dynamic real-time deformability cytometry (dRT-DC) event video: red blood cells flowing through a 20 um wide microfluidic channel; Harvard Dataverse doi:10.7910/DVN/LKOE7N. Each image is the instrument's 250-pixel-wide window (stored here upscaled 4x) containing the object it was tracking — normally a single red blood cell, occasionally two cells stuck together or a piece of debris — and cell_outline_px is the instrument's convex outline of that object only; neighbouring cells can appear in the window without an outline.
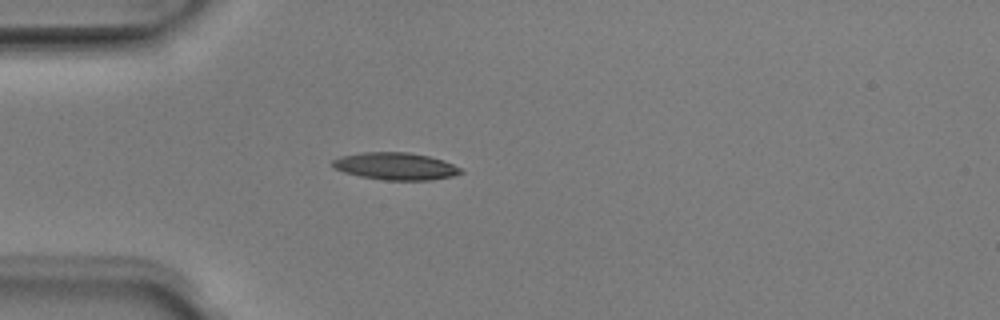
{"species": "Egyptian fruit bat (a non-hibernating species)", "species_latin": "Rousettus aegyptiacus", "temperature_condition": "room temperature", "stored_images_in_passage": 44, "camera_frame_rate_fps": 3000, "um_per_image_px": 0.085, "animal": {"sex": "male"}, "frame": {"image": 1, "passage_image": 8, "time_ms": 2.333, "image_size_px": [1000, 320], "cell_outline_px": [[464, 172], [452, 176], [432, 180], [384, 180], [360, 176], [344, 172], [332, 168], [332, 160], [340, 156], [360, 152], [408, 152], [428, 156], [444, 160], [460, 168]], "centroid_in_image_um": [33.59, 14.12], "position_along_channel_um": 51.4, "area_um2": 20.46}}
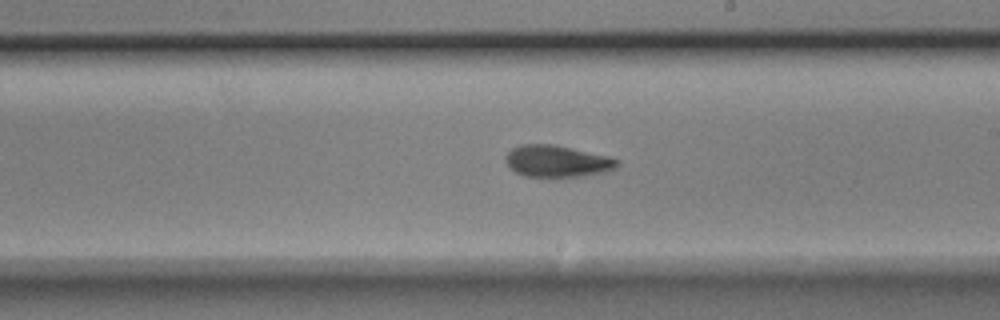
{"frame": {"image": 2, "passage_image": 23, "time_ms": 7.333, "image_size_px": [1000, 320], "cell_outline_px": [[620, 164], [616, 168], [604, 172], [584, 176], [556, 180], [524, 176], [508, 168], [504, 160], [504, 156], [512, 148], [520, 144], [556, 144], [608, 156], [620, 160]], "centroid_in_image_um": [47.33, 13.74], "position_along_channel_um": 241.7, "area_um2": 21.73}}
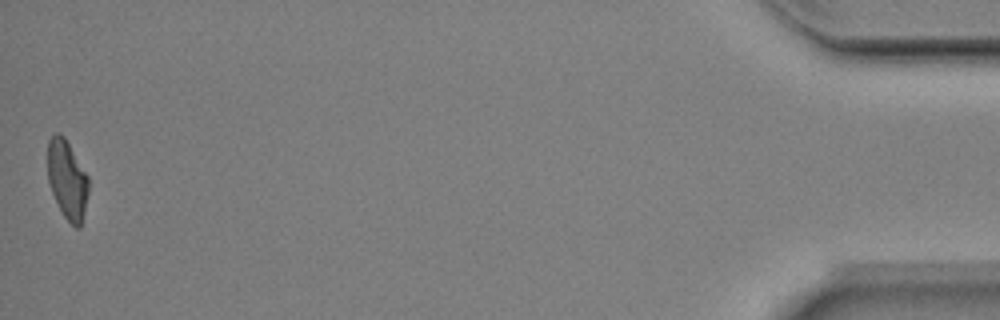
{"frame": {"image": 3, "passage_image": 44, "time_ms": 14.333, "image_size_px": [1000, 320], "cell_outline_px": [[88, 192], [80, 228], [76, 228], [64, 216], [52, 192], [48, 180], [48, 140], [56, 132], [60, 132], [64, 136], [88, 176]], "centroid_in_image_um": [5.71, 15.23], "position_along_channel_um": 429.5, "area_um2": 18.44}, "authors_computed_cell_mechanics": {"area_um2": 20.1433, "velocity_mm_per_s": 4.0312, "shape_relaxation_time_tau1_ms": 5.1909, "shape_relaxation_time_tau2_ms": 4.0955, "deformation_change_tau1": 0.1782, "deformation_change_tau2": 0.1082}}